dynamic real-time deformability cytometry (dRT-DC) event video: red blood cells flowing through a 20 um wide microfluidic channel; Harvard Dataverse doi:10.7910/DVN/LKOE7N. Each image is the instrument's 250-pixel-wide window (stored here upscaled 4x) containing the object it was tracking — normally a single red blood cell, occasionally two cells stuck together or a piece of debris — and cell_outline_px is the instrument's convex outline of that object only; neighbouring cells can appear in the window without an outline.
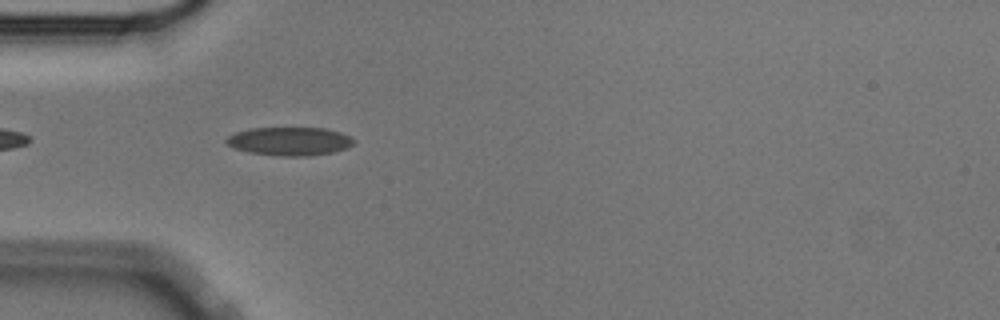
{"species": "Egyptian fruit bat (a non-hibernating species)", "species_latin": "Rousettus aegyptiacus", "temperature_condition": "cold", "stored_images_in_passage": 42, "camera_frame_rate_fps": 3000, "um_per_image_px": 0.085, "animal": {"sex": "male"}, "frame": {"image": 1, "passage_image": 3, "time_ms": 0.667, "image_size_px": [1000, 320], "cell_outline_px": [[356, 140], [348, 148], [332, 152], [308, 156], [280, 156], [248, 152], [232, 148], [224, 144], [224, 140], [228, 136], [236, 132], [248, 128], [324, 128], [340, 132]], "centroid_in_image_um": [24.56, 12.01], "position_along_channel_um": 60.4, "area_um2": 21.27}}
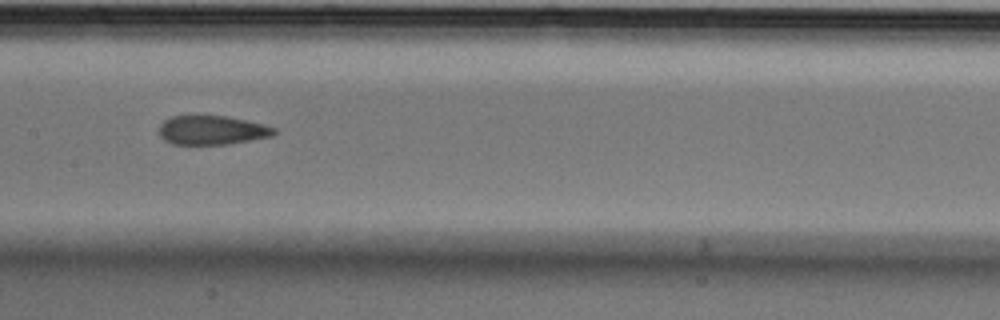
{"frame": {"image": 2, "passage_image": 14, "time_ms": 4.333, "image_size_px": [1000, 320], "cell_outline_px": [[276, 132], [272, 136], [228, 144], [172, 144], [164, 140], [160, 136], [160, 124], [164, 120], [172, 116], [224, 116], [264, 124], [276, 128]], "centroid_in_image_um": [18.01, 11.07], "position_along_channel_um": 189.4, "area_um2": 19.31}}
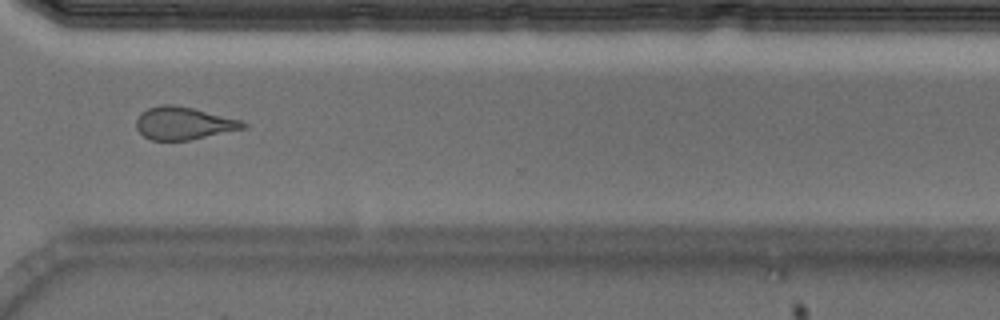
{"frame": {"image": 3, "passage_image": 28, "time_ms": 9.0, "image_size_px": [1000, 320], "cell_outline_px": [[248, 128], [188, 140], [152, 140], [144, 136], [136, 128], [136, 120], [140, 112], [148, 108], [164, 104], [176, 104], [240, 120], [248, 124]], "centroid_in_image_um": [15.6, 10.47], "position_along_channel_um": 355.0, "area_um2": 20.29}, "authors_computed_cell_mechanics": {"area_um2": 20.6924, "velocity_mm_per_s": 3.5531, "shape_relaxation_time_tau1_ms": null, "shape_relaxation_time_tau2_ms": 2.6468, "deformation_change_tau1": null, "deformation_change_tau2": 0.0921}}